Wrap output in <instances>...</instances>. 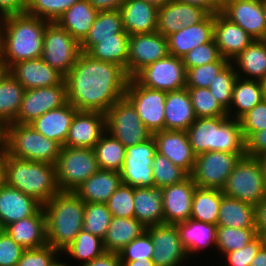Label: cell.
Returning a JSON list of instances; mask_svg holds the SVG:
<instances>
[{
    "mask_svg": "<svg viewBox=\"0 0 266 266\" xmlns=\"http://www.w3.org/2000/svg\"><path fill=\"white\" fill-rule=\"evenodd\" d=\"M129 79L123 67L81 52L64 78L67 100L78 111L106 113L115 102L125 97Z\"/></svg>",
    "mask_w": 266,
    "mask_h": 266,
    "instance_id": "6da1fadb",
    "label": "cell"
},
{
    "mask_svg": "<svg viewBox=\"0 0 266 266\" xmlns=\"http://www.w3.org/2000/svg\"><path fill=\"white\" fill-rule=\"evenodd\" d=\"M49 23L26 13L0 18L1 58L8 68L19 61L42 57L45 28Z\"/></svg>",
    "mask_w": 266,
    "mask_h": 266,
    "instance_id": "7a4b0ae2",
    "label": "cell"
},
{
    "mask_svg": "<svg viewBox=\"0 0 266 266\" xmlns=\"http://www.w3.org/2000/svg\"><path fill=\"white\" fill-rule=\"evenodd\" d=\"M43 208L47 243L61 253L83 229L84 201L75 192L59 191Z\"/></svg>",
    "mask_w": 266,
    "mask_h": 266,
    "instance_id": "3957f363",
    "label": "cell"
},
{
    "mask_svg": "<svg viewBox=\"0 0 266 266\" xmlns=\"http://www.w3.org/2000/svg\"><path fill=\"white\" fill-rule=\"evenodd\" d=\"M3 182L42 205L59 192L54 164L11 157L7 153L3 163Z\"/></svg>",
    "mask_w": 266,
    "mask_h": 266,
    "instance_id": "277c9868",
    "label": "cell"
},
{
    "mask_svg": "<svg viewBox=\"0 0 266 266\" xmlns=\"http://www.w3.org/2000/svg\"><path fill=\"white\" fill-rule=\"evenodd\" d=\"M187 134L196 156L209 151L246 153L240 121L228 116L196 118Z\"/></svg>",
    "mask_w": 266,
    "mask_h": 266,
    "instance_id": "5b68a950",
    "label": "cell"
},
{
    "mask_svg": "<svg viewBox=\"0 0 266 266\" xmlns=\"http://www.w3.org/2000/svg\"><path fill=\"white\" fill-rule=\"evenodd\" d=\"M6 153L24 160L56 164L61 145L46 138L30 124L11 123L4 127Z\"/></svg>",
    "mask_w": 266,
    "mask_h": 266,
    "instance_id": "8992f818",
    "label": "cell"
},
{
    "mask_svg": "<svg viewBox=\"0 0 266 266\" xmlns=\"http://www.w3.org/2000/svg\"><path fill=\"white\" fill-rule=\"evenodd\" d=\"M223 195L257 206L266 197V182L258 158L241 157L227 178Z\"/></svg>",
    "mask_w": 266,
    "mask_h": 266,
    "instance_id": "52a82bcc",
    "label": "cell"
},
{
    "mask_svg": "<svg viewBox=\"0 0 266 266\" xmlns=\"http://www.w3.org/2000/svg\"><path fill=\"white\" fill-rule=\"evenodd\" d=\"M99 170L94 150L62 146L55 164L56 183L61 192H74Z\"/></svg>",
    "mask_w": 266,
    "mask_h": 266,
    "instance_id": "ba28073f",
    "label": "cell"
},
{
    "mask_svg": "<svg viewBox=\"0 0 266 266\" xmlns=\"http://www.w3.org/2000/svg\"><path fill=\"white\" fill-rule=\"evenodd\" d=\"M106 131L125 147L134 146L152 137L133 104L123 97L105 113Z\"/></svg>",
    "mask_w": 266,
    "mask_h": 266,
    "instance_id": "9c48e42d",
    "label": "cell"
},
{
    "mask_svg": "<svg viewBox=\"0 0 266 266\" xmlns=\"http://www.w3.org/2000/svg\"><path fill=\"white\" fill-rule=\"evenodd\" d=\"M246 153L209 151L199 154L190 177L200 188L222 190L235 165Z\"/></svg>",
    "mask_w": 266,
    "mask_h": 266,
    "instance_id": "30bf717a",
    "label": "cell"
},
{
    "mask_svg": "<svg viewBox=\"0 0 266 266\" xmlns=\"http://www.w3.org/2000/svg\"><path fill=\"white\" fill-rule=\"evenodd\" d=\"M81 54L80 43L56 22L45 28L42 60L64 77L71 71Z\"/></svg>",
    "mask_w": 266,
    "mask_h": 266,
    "instance_id": "8fae6325",
    "label": "cell"
},
{
    "mask_svg": "<svg viewBox=\"0 0 266 266\" xmlns=\"http://www.w3.org/2000/svg\"><path fill=\"white\" fill-rule=\"evenodd\" d=\"M166 91L150 89L130 78L125 97L133 104L143 124L152 133L165 130Z\"/></svg>",
    "mask_w": 266,
    "mask_h": 266,
    "instance_id": "7c38bea8",
    "label": "cell"
},
{
    "mask_svg": "<svg viewBox=\"0 0 266 266\" xmlns=\"http://www.w3.org/2000/svg\"><path fill=\"white\" fill-rule=\"evenodd\" d=\"M157 152L153 136L139 144L126 147L125 158L120 173L123 184L132 187H153L152 163Z\"/></svg>",
    "mask_w": 266,
    "mask_h": 266,
    "instance_id": "4fadbf2b",
    "label": "cell"
},
{
    "mask_svg": "<svg viewBox=\"0 0 266 266\" xmlns=\"http://www.w3.org/2000/svg\"><path fill=\"white\" fill-rule=\"evenodd\" d=\"M133 78L150 89L176 91L185 88L186 68L182 58L168 55L144 67Z\"/></svg>",
    "mask_w": 266,
    "mask_h": 266,
    "instance_id": "5bb4252c",
    "label": "cell"
},
{
    "mask_svg": "<svg viewBox=\"0 0 266 266\" xmlns=\"http://www.w3.org/2000/svg\"><path fill=\"white\" fill-rule=\"evenodd\" d=\"M68 102L65 80L55 86L27 89L16 120L13 123L30 124L46 112L62 107Z\"/></svg>",
    "mask_w": 266,
    "mask_h": 266,
    "instance_id": "9a60e30c",
    "label": "cell"
},
{
    "mask_svg": "<svg viewBox=\"0 0 266 266\" xmlns=\"http://www.w3.org/2000/svg\"><path fill=\"white\" fill-rule=\"evenodd\" d=\"M146 232L154 245L155 266H188L187 264L191 262L182 246L175 224L149 226Z\"/></svg>",
    "mask_w": 266,
    "mask_h": 266,
    "instance_id": "2e32d148",
    "label": "cell"
},
{
    "mask_svg": "<svg viewBox=\"0 0 266 266\" xmlns=\"http://www.w3.org/2000/svg\"><path fill=\"white\" fill-rule=\"evenodd\" d=\"M168 55L167 37L160 33L130 35L126 73L133 78L144 67Z\"/></svg>",
    "mask_w": 266,
    "mask_h": 266,
    "instance_id": "e0dca14e",
    "label": "cell"
},
{
    "mask_svg": "<svg viewBox=\"0 0 266 266\" xmlns=\"http://www.w3.org/2000/svg\"><path fill=\"white\" fill-rule=\"evenodd\" d=\"M220 13L238 24L254 39H266V12L263 0H226Z\"/></svg>",
    "mask_w": 266,
    "mask_h": 266,
    "instance_id": "ac0fdd59",
    "label": "cell"
},
{
    "mask_svg": "<svg viewBox=\"0 0 266 266\" xmlns=\"http://www.w3.org/2000/svg\"><path fill=\"white\" fill-rule=\"evenodd\" d=\"M105 132V113L77 111L72 119L64 146L93 149Z\"/></svg>",
    "mask_w": 266,
    "mask_h": 266,
    "instance_id": "d6986e66",
    "label": "cell"
},
{
    "mask_svg": "<svg viewBox=\"0 0 266 266\" xmlns=\"http://www.w3.org/2000/svg\"><path fill=\"white\" fill-rule=\"evenodd\" d=\"M180 241L191 261L203 253L205 256L213 250L216 255L217 225L188 219L175 224ZM208 250V251H207ZM202 251V252H201ZM197 254V255H196Z\"/></svg>",
    "mask_w": 266,
    "mask_h": 266,
    "instance_id": "ffe728a7",
    "label": "cell"
},
{
    "mask_svg": "<svg viewBox=\"0 0 266 266\" xmlns=\"http://www.w3.org/2000/svg\"><path fill=\"white\" fill-rule=\"evenodd\" d=\"M152 136L157 152L184 169L189 175L192 173L196 155L190 145L187 131L162 130Z\"/></svg>",
    "mask_w": 266,
    "mask_h": 266,
    "instance_id": "44dd1931",
    "label": "cell"
},
{
    "mask_svg": "<svg viewBox=\"0 0 266 266\" xmlns=\"http://www.w3.org/2000/svg\"><path fill=\"white\" fill-rule=\"evenodd\" d=\"M196 187L190 176L181 183L163 187L164 223L176 224L191 218Z\"/></svg>",
    "mask_w": 266,
    "mask_h": 266,
    "instance_id": "7402d4cb",
    "label": "cell"
},
{
    "mask_svg": "<svg viewBox=\"0 0 266 266\" xmlns=\"http://www.w3.org/2000/svg\"><path fill=\"white\" fill-rule=\"evenodd\" d=\"M8 72L27 90L59 85L64 76L45 63L42 58L12 64Z\"/></svg>",
    "mask_w": 266,
    "mask_h": 266,
    "instance_id": "603a6c76",
    "label": "cell"
},
{
    "mask_svg": "<svg viewBox=\"0 0 266 266\" xmlns=\"http://www.w3.org/2000/svg\"><path fill=\"white\" fill-rule=\"evenodd\" d=\"M208 15L209 13L200 7L173 0L158 8L156 32L167 37L182 27L203 21Z\"/></svg>",
    "mask_w": 266,
    "mask_h": 266,
    "instance_id": "cb8c5ba5",
    "label": "cell"
},
{
    "mask_svg": "<svg viewBox=\"0 0 266 266\" xmlns=\"http://www.w3.org/2000/svg\"><path fill=\"white\" fill-rule=\"evenodd\" d=\"M43 205L4 182L0 185V227L33 216Z\"/></svg>",
    "mask_w": 266,
    "mask_h": 266,
    "instance_id": "d4e9b609",
    "label": "cell"
},
{
    "mask_svg": "<svg viewBox=\"0 0 266 266\" xmlns=\"http://www.w3.org/2000/svg\"><path fill=\"white\" fill-rule=\"evenodd\" d=\"M221 57L231 61L253 40L238 24L230 22L220 12L214 13V36Z\"/></svg>",
    "mask_w": 266,
    "mask_h": 266,
    "instance_id": "484cf974",
    "label": "cell"
},
{
    "mask_svg": "<svg viewBox=\"0 0 266 266\" xmlns=\"http://www.w3.org/2000/svg\"><path fill=\"white\" fill-rule=\"evenodd\" d=\"M213 36L214 14H209L203 21L167 36L169 55L182 58L197 46L212 41Z\"/></svg>",
    "mask_w": 266,
    "mask_h": 266,
    "instance_id": "4316f807",
    "label": "cell"
},
{
    "mask_svg": "<svg viewBox=\"0 0 266 266\" xmlns=\"http://www.w3.org/2000/svg\"><path fill=\"white\" fill-rule=\"evenodd\" d=\"M3 230L24 249L40 248L48 244L46 214L43 206L33 216L11 223Z\"/></svg>",
    "mask_w": 266,
    "mask_h": 266,
    "instance_id": "83f0119b",
    "label": "cell"
},
{
    "mask_svg": "<svg viewBox=\"0 0 266 266\" xmlns=\"http://www.w3.org/2000/svg\"><path fill=\"white\" fill-rule=\"evenodd\" d=\"M124 30L129 34L156 32L158 8L144 0H125L119 9Z\"/></svg>",
    "mask_w": 266,
    "mask_h": 266,
    "instance_id": "f1b7e54d",
    "label": "cell"
},
{
    "mask_svg": "<svg viewBox=\"0 0 266 266\" xmlns=\"http://www.w3.org/2000/svg\"><path fill=\"white\" fill-rule=\"evenodd\" d=\"M134 218L146 228L164 224L163 188L134 187Z\"/></svg>",
    "mask_w": 266,
    "mask_h": 266,
    "instance_id": "f546056e",
    "label": "cell"
},
{
    "mask_svg": "<svg viewBox=\"0 0 266 266\" xmlns=\"http://www.w3.org/2000/svg\"><path fill=\"white\" fill-rule=\"evenodd\" d=\"M78 110L69 102L36 118L30 125L43 136L64 146L75 113Z\"/></svg>",
    "mask_w": 266,
    "mask_h": 266,
    "instance_id": "4dcf8cb0",
    "label": "cell"
},
{
    "mask_svg": "<svg viewBox=\"0 0 266 266\" xmlns=\"http://www.w3.org/2000/svg\"><path fill=\"white\" fill-rule=\"evenodd\" d=\"M195 120L187 88L168 91L165 100V130L187 131Z\"/></svg>",
    "mask_w": 266,
    "mask_h": 266,
    "instance_id": "1f68e13d",
    "label": "cell"
},
{
    "mask_svg": "<svg viewBox=\"0 0 266 266\" xmlns=\"http://www.w3.org/2000/svg\"><path fill=\"white\" fill-rule=\"evenodd\" d=\"M121 183L119 172L99 169L74 192L86 203L106 204Z\"/></svg>",
    "mask_w": 266,
    "mask_h": 266,
    "instance_id": "d6a6232c",
    "label": "cell"
},
{
    "mask_svg": "<svg viewBox=\"0 0 266 266\" xmlns=\"http://www.w3.org/2000/svg\"><path fill=\"white\" fill-rule=\"evenodd\" d=\"M238 77L262 81L266 78V39H255L230 61Z\"/></svg>",
    "mask_w": 266,
    "mask_h": 266,
    "instance_id": "836d02e7",
    "label": "cell"
},
{
    "mask_svg": "<svg viewBox=\"0 0 266 266\" xmlns=\"http://www.w3.org/2000/svg\"><path fill=\"white\" fill-rule=\"evenodd\" d=\"M217 227L256 228V206L223 196L220 202Z\"/></svg>",
    "mask_w": 266,
    "mask_h": 266,
    "instance_id": "e575fe53",
    "label": "cell"
},
{
    "mask_svg": "<svg viewBox=\"0 0 266 266\" xmlns=\"http://www.w3.org/2000/svg\"><path fill=\"white\" fill-rule=\"evenodd\" d=\"M97 14L98 11L87 0H80L66 10L56 23L81 43L91 29Z\"/></svg>",
    "mask_w": 266,
    "mask_h": 266,
    "instance_id": "d590c367",
    "label": "cell"
},
{
    "mask_svg": "<svg viewBox=\"0 0 266 266\" xmlns=\"http://www.w3.org/2000/svg\"><path fill=\"white\" fill-rule=\"evenodd\" d=\"M146 232V227L134 217H112L110 226L103 238L105 252L120 253L135 238Z\"/></svg>",
    "mask_w": 266,
    "mask_h": 266,
    "instance_id": "8d00e7d4",
    "label": "cell"
},
{
    "mask_svg": "<svg viewBox=\"0 0 266 266\" xmlns=\"http://www.w3.org/2000/svg\"><path fill=\"white\" fill-rule=\"evenodd\" d=\"M264 99L261 81L238 77L234 84L231 106L227 111L229 118L239 120Z\"/></svg>",
    "mask_w": 266,
    "mask_h": 266,
    "instance_id": "74e56055",
    "label": "cell"
},
{
    "mask_svg": "<svg viewBox=\"0 0 266 266\" xmlns=\"http://www.w3.org/2000/svg\"><path fill=\"white\" fill-rule=\"evenodd\" d=\"M118 33H127L120 10L98 12L87 36L80 43L81 52L88 53L96 45V39L116 38Z\"/></svg>",
    "mask_w": 266,
    "mask_h": 266,
    "instance_id": "f35d334b",
    "label": "cell"
},
{
    "mask_svg": "<svg viewBox=\"0 0 266 266\" xmlns=\"http://www.w3.org/2000/svg\"><path fill=\"white\" fill-rule=\"evenodd\" d=\"M104 253L103 239L82 229L75 237L74 241L61 252V255H64L63 258L68 259L71 264L76 262L74 266H80L87 262H91ZM70 258L72 261L74 259L73 263Z\"/></svg>",
    "mask_w": 266,
    "mask_h": 266,
    "instance_id": "ab89813d",
    "label": "cell"
},
{
    "mask_svg": "<svg viewBox=\"0 0 266 266\" xmlns=\"http://www.w3.org/2000/svg\"><path fill=\"white\" fill-rule=\"evenodd\" d=\"M25 91L9 72L0 81V124L3 127L16 120Z\"/></svg>",
    "mask_w": 266,
    "mask_h": 266,
    "instance_id": "60d3db41",
    "label": "cell"
},
{
    "mask_svg": "<svg viewBox=\"0 0 266 266\" xmlns=\"http://www.w3.org/2000/svg\"><path fill=\"white\" fill-rule=\"evenodd\" d=\"M129 38L128 33H118L116 38L96 39V45L87 54L94 59L119 65L126 71Z\"/></svg>",
    "mask_w": 266,
    "mask_h": 266,
    "instance_id": "b9f144b4",
    "label": "cell"
},
{
    "mask_svg": "<svg viewBox=\"0 0 266 266\" xmlns=\"http://www.w3.org/2000/svg\"><path fill=\"white\" fill-rule=\"evenodd\" d=\"M222 190L196 187L193 194L191 219L217 225Z\"/></svg>",
    "mask_w": 266,
    "mask_h": 266,
    "instance_id": "7bdbcfd3",
    "label": "cell"
},
{
    "mask_svg": "<svg viewBox=\"0 0 266 266\" xmlns=\"http://www.w3.org/2000/svg\"><path fill=\"white\" fill-rule=\"evenodd\" d=\"M99 169L120 172L123 166L126 147L107 131L93 147Z\"/></svg>",
    "mask_w": 266,
    "mask_h": 266,
    "instance_id": "ee69618b",
    "label": "cell"
},
{
    "mask_svg": "<svg viewBox=\"0 0 266 266\" xmlns=\"http://www.w3.org/2000/svg\"><path fill=\"white\" fill-rule=\"evenodd\" d=\"M257 236L256 228L217 227L216 255L221 258L226 253L240 250Z\"/></svg>",
    "mask_w": 266,
    "mask_h": 266,
    "instance_id": "f6af8a7d",
    "label": "cell"
},
{
    "mask_svg": "<svg viewBox=\"0 0 266 266\" xmlns=\"http://www.w3.org/2000/svg\"><path fill=\"white\" fill-rule=\"evenodd\" d=\"M152 169L155 186L162 188L181 183L190 176L184 169L174 165L159 152L155 153Z\"/></svg>",
    "mask_w": 266,
    "mask_h": 266,
    "instance_id": "bcb514c9",
    "label": "cell"
},
{
    "mask_svg": "<svg viewBox=\"0 0 266 266\" xmlns=\"http://www.w3.org/2000/svg\"><path fill=\"white\" fill-rule=\"evenodd\" d=\"M112 219L107 204L84 202L83 229L103 239Z\"/></svg>",
    "mask_w": 266,
    "mask_h": 266,
    "instance_id": "7dc6e473",
    "label": "cell"
},
{
    "mask_svg": "<svg viewBox=\"0 0 266 266\" xmlns=\"http://www.w3.org/2000/svg\"><path fill=\"white\" fill-rule=\"evenodd\" d=\"M196 118L228 116L209 88H187Z\"/></svg>",
    "mask_w": 266,
    "mask_h": 266,
    "instance_id": "c3c4849f",
    "label": "cell"
},
{
    "mask_svg": "<svg viewBox=\"0 0 266 266\" xmlns=\"http://www.w3.org/2000/svg\"><path fill=\"white\" fill-rule=\"evenodd\" d=\"M78 1L80 0H28L25 13L53 23Z\"/></svg>",
    "mask_w": 266,
    "mask_h": 266,
    "instance_id": "681fc988",
    "label": "cell"
},
{
    "mask_svg": "<svg viewBox=\"0 0 266 266\" xmlns=\"http://www.w3.org/2000/svg\"><path fill=\"white\" fill-rule=\"evenodd\" d=\"M238 75L230 62L211 82L209 90L227 112L231 106L234 84Z\"/></svg>",
    "mask_w": 266,
    "mask_h": 266,
    "instance_id": "f907efd6",
    "label": "cell"
},
{
    "mask_svg": "<svg viewBox=\"0 0 266 266\" xmlns=\"http://www.w3.org/2000/svg\"><path fill=\"white\" fill-rule=\"evenodd\" d=\"M229 63L228 59L221 57L217 62L186 69L185 88H209L215 76Z\"/></svg>",
    "mask_w": 266,
    "mask_h": 266,
    "instance_id": "816d5d0a",
    "label": "cell"
},
{
    "mask_svg": "<svg viewBox=\"0 0 266 266\" xmlns=\"http://www.w3.org/2000/svg\"><path fill=\"white\" fill-rule=\"evenodd\" d=\"M134 187L121 183L107 201L112 217H134Z\"/></svg>",
    "mask_w": 266,
    "mask_h": 266,
    "instance_id": "f5cc1de1",
    "label": "cell"
},
{
    "mask_svg": "<svg viewBox=\"0 0 266 266\" xmlns=\"http://www.w3.org/2000/svg\"><path fill=\"white\" fill-rule=\"evenodd\" d=\"M154 245L147 232L135 238L119 253L120 261H138L153 259Z\"/></svg>",
    "mask_w": 266,
    "mask_h": 266,
    "instance_id": "db71d44e",
    "label": "cell"
},
{
    "mask_svg": "<svg viewBox=\"0 0 266 266\" xmlns=\"http://www.w3.org/2000/svg\"><path fill=\"white\" fill-rule=\"evenodd\" d=\"M221 58L218 46L214 39L206 44H201L182 57L185 68H193L217 62Z\"/></svg>",
    "mask_w": 266,
    "mask_h": 266,
    "instance_id": "11a10c76",
    "label": "cell"
},
{
    "mask_svg": "<svg viewBox=\"0 0 266 266\" xmlns=\"http://www.w3.org/2000/svg\"><path fill=\"white\" fill-rule=\"evenodd\" d=\"M61 253L51 245L25 249L16 266H51Z\"/></svg>",
    "mask_w": 266,
    "mask_h": 266,
    "instance_id": "9f6ffc18",
    "label": "cell"
},
{
    "mask_svg": "<svg viewBox=\"0 0 266 266\" xmlns=\"http://www.w3.org/2000/svg\"><path fill=\"white\" fill-rule=\"evenodd\" d=\"M263 245L261 236H257L253 241L248 243L240 250L231 251L223 255L219 259H224L220 266H250L252 260L255 258L257 252Z\"/></svg>",
    "mask_w": 266,
    "mask_h": 266,
    "instance_id": "6f0895ef",
    "label": "cell"
},
{
    "mask_svg": "<svg viewBox=\"0 0 266 266\" xmlns=\"http://www.w3.org/2000/svg\"><path fill=\"white\" fill-rule=\"evenodd\" d=\"M242 133L246 138L250 133L266 129V99L264 98L240 119Z\"/></svg>",
    "mask_w": 266,
    "mask_h": 266,
    "instance_id": "680465c9",
    "label": "cell"
},
{
    "mask_svg": "<svg viewBox=\"0 0 266 266\" xmlns=\"http://www.w3.org/2000/svg\"><path fill=\"white\" fill-rule=\"evenodd\" d=\"M24 251L6 231H0V266H16Z\"/></svg>",
    "mask_w": 266,
    "mask_h": 266,
    "instance_id": "91938a15",
    "label": "cell"
},
{
    "mask_svg": "<svg viewBox=\"0 0 266 266\" xmlns=\"http://www.w3.org/2000/svg\"><path fill=\"white\" fill-rule=\"evenodd\" d=\"M246 156L258 158L266 153V129L250 133L245 138Z\"/></svg>",
    "mask_w": 266,
    "mask_h": 266,
    "instance_id": "94428289",
    "label": "cell"
},
{
    "mask_svg": "<svg viewBox=\"0 0 266 266\" xmlns=\"http://www.w3.org/2000/svg\"><path fill=\"white\" fill-rule=\"evenodd\" d=\"M28 0H0V18L25 13Z\"/></svg>",
    "mask_w": 266,
    "mask_h": 266,
    "instance_id": "6125c7cd",
    "label": "cell"
},
{
    "mask_svg": "<svg viewBox=\"0 0 266 266\" xmlns=\"http://www.w3.org/2000/svg\"><path fill=\"white\" fill-rule=\"evenodd\" d=\"M80 266H121V261L118 253L105 252L102 256Z\"/></svg>",
    "mask_w": 266,
    "mask_h": 266,
    "instance_id": "be15d7a7",
    "label": "cell"
},
{
    "mask_svg": "<svg viewBox=\"0 0 266 266\" xmlns=\"http://www.w3.org/2000/svg\"><path fill=\"white\" fill-rule=\"evenodd\" d=\"M98 12L119 10L125 0H87Z\"/></svg>",
    "mask_w": 266,
    "mask_h": 266,
    "instance_id": "e7e4bbea",
    "label": "cell"
},
{
    "mask_svg": "<svg viewBox=\"0 0 266 266\" xmlns=\"http://www.w3.org/2000/svg\"><path fill=\"white\" fill-rule=\"evenodd\" d=\"M187 3L206 10L209 14L220 12V4L216 0H174Z\"/></svg>",
    "mask_w": 266,
    "mask_h": 266,
    "instance_id": "03108f58",
    "label": "cell"
},
{
    "mask_svg": "<svg viewBox=\"0 0 266 266\" xmlns=\"http://www.w3.org/2000/svg\"><path fill=\"white\" fill-rule=\"evenodd\" d=\"M256 231L259 236L266 233V197L256 206Z\"/></svg>",
    "mask_w": 266,
    "mask_h": 266,
    "instance_id": "003e7915",
    "label": "cell"
},
{
    "mask_svg": "<svg viewBox=\"0 0 266 266\" xmlns=\"http://www.w3.org/2000/svg\"><path fill=\"white\" fill-rule=\"evenodd\" d=\"M250 266H266V247L261 246Z\"/></svg>",
    "mask_w": 266,
    "mask_h": 266,
    "instance_id": "a7ac6f4b",
    "label": "cell"
},
{
    "mask_svg": "<svg viewBox=\"0 0 266 266\" xmlns=\"http://www.w3.org/2000/svg\"><path fill=\"white\" fill-rule=\"evenodd\" d=\"M121 266H155L153 259L138 261H121Z\"/></svg>",
    "mask_w": 266,
    "mask_h": 266,
    "instance_id": "89a4df30",
    "label": "cell"
},
{
    "mask_svg": "<svg viewBox=\"0 0 266 266\" xmlns=\"http://www.w3.org/2000/svg\"><path fill=\"white\" fill-rule=\"evenodd\" d=\"M6 154L5 144L0 147V185L3 183V163Z\"/></svg>",
    "mask_w": 266,
    "mask_h": 266,
    "instance_id": "2644e50d",
    "label": "cell"
},
{
    "mask_svg": "<svg viewBox=\"0 0 266 266\" xmlns=\"http://www.w3.org/2000/svg\"><path fill=\"white\" fill-rule=\"evenodd\" d=\"M144 1L148 2L149 4H152L153 6L157 8H161L173 0H144Z\"/></svg>",
    "mask_w": 266,
    "mask_h": 266,
    "instance_id": "8c879c8a",
    "label": "cell"
},
{
    "mask_svg": "<svg viewBox=\"0 0 266 266\" xmlns=\"http://www.w3.org/2000/svg\"><path fill=\"white\" fill-rule=\"evenodd\" d=\"M7 73H8L7 64L0 56V81L5 77Z\"/></svg>",
    "mask_w": 266,
    "mask_h": 266,
    "instance_id": "753ad0ef",
    "label": "cell"
},
{
    "mask_svg": "<svg viewBox=\"0 0 266 266\" xmlns=\"http://www.w3.org/2000/svg\"><path fill=\"white\" fill-rule=\"evenodd\" d=\"M66 261L67 260L64 261L63 255H60L51 266H72L70 262L68 264Z\"/></svg>",
    "mask_w": 266,
    "mask_h": 266,
    "instance_id": "34e18365",
    "label": "cell"
},
{
    "mask_svg": "<svg viewBox=\"0 0 266 266\" xmlns=\"http://www.w3.org/2000/svg\"><path fill=\"white\" fill-rule=\"evenodd\" d=\"M261 165H262V168H263V171H264V175H265V182H266V153H264L263 155H261L260 157H258Z\"/></svg>",
    "mask_w": 266,
    "mask_h": 266,
    "instance_id": "11e5206c",
    "label": "cell"
},
{
    "mask_svg": "<svg viewBox=\"0 0 266 266\" xmlns=\"http://www.w3.org/2000/svg\"><path fill=\"white\" fill-rule=\"evenodd\" d=\"M4 144V127L0 124V147Z\"/></svg>",
    "mask_w": 266,
    "mask_h": 266,
    "instance_id": "2a66077c",
    "label": "cell"
},
{
    "mask_svg": "<svg viewBox=\"0 0 266 266\" xmlns=\"http://www.w3.org/2000/svg\"><path fill=\"white\" fill-rule=\"evenodd\" d=\"M261 82L263 85L264 98L266 99V78H264Z\"/></svg>",
    "mask_w": 266,
    "mask_h": 266,
    "instance_id": "b9fcfbb0",
    "label": "cell"
},
{
    "mask_svg": "<svg viewBox=\"0 0 266 266\" xmlns=\"http://www.w3.org/2000/svg\"><path fill=\"white\" fill-rule=\"evenodd\" d=\"M261 238H262V240H263V245L266 247V233H263V234L261 235Z\"/></svg>",
    "mask_w": 266,
    "mask_h": 266,
    "instance_id": "09005b40",
    "label": "cell"
},
{
    "mask_svg": "<svg viewBox=\"0 0 266 266\" xmlns=\"http://www.w3.org/2000/svg\"><path fill=\"white\" fill-rule=\"evenodd\" d=\"M220 5L226 0H216Z\"/></svg>",
    "mask_w": 266,
    "mask_h": 266,
    "instance_id": "979ff035",
    "label": "cell"
},
{
    "mask_svg": "<svg viewBox=\"0 0 266 266\" xmlns=\"http://www.w3.org/2000/svg\"><path fill=\"white\" fill-rule=\"evenodd\" d=\"M263 3H264L265 12H266V0H263Z\"/></svg>",
    "mask_w": 266,
    "mask_h": 266,
    "instance_id": "deb4b68c",
    "label": "cell"
}]
</instances>
